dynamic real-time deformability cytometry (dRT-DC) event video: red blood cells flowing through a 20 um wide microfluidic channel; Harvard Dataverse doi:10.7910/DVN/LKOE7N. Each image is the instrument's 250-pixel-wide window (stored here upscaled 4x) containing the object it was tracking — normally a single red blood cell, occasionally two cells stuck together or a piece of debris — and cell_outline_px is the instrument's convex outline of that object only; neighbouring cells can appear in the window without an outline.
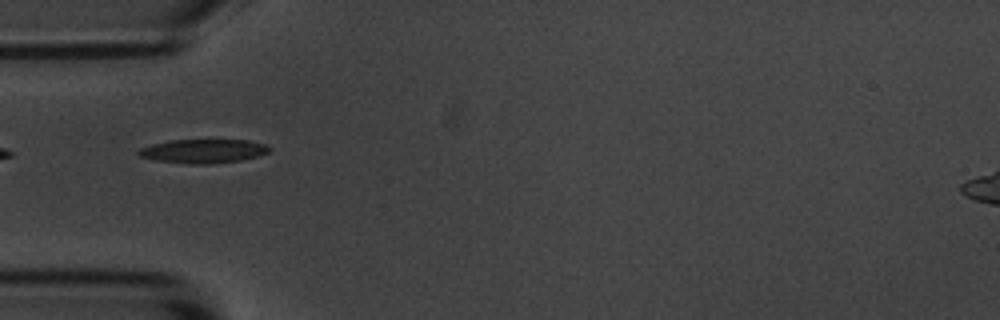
{"species": "common noctule bat (a hibernating species)", "species_latin": "Nyctalus noctula", "temperature_condition": "room temperature", "stored_images_in_passage": 10, "camera_frame_rate_fps": 3000, "um_per_image_px": 0.085, "animal": {"sex": "male", "body_mass_g": 20.1, "forearm_length_mm": 53.5}, "frame": {"image": 1, "passage_image": 5, "time_ms": 5.333, "image_size_px": [1000, 320], "cell_outline_px": [[272, 148], [268, 152], [260, 156], [240, 160], [212, 164], [192, 164], [152, 160], [140, 156], [136, 152], [140, 148], [152, 144], [168, 140], [248, 140], [264, 144]], "centroid_in_image_um": [17.27, 12.84], "position_along_channel_um": 67.7, "area_um2": 18.32}}
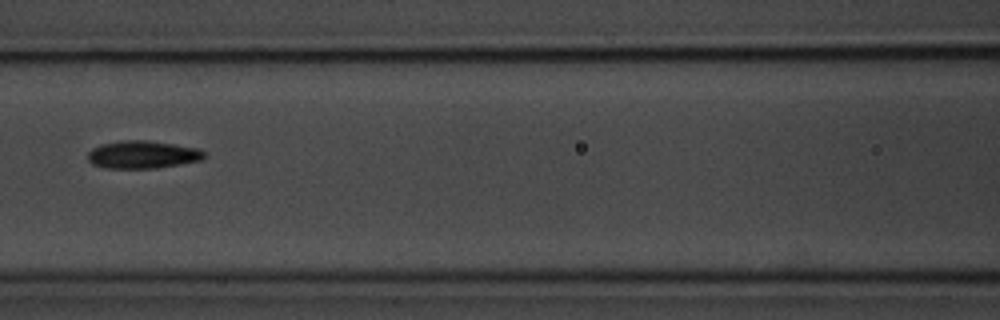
{"frame": {"image": 2, "passage_image": 7, "time_ms": 7.667, "image_size_px": [1000, 320], "cell_outline_px": [[208, 156], [200, 160], [180, 164], [156, 168], [104, 168], [92, 164], [88, 160], [88, 152], [92, 148], [100, 144], [120, 140], [144, 140], [200, 148]], "centroid_in_image_um": [12.11, 13.14], "position_along_channel_um": 154.5, "area_um2": 18.9}}